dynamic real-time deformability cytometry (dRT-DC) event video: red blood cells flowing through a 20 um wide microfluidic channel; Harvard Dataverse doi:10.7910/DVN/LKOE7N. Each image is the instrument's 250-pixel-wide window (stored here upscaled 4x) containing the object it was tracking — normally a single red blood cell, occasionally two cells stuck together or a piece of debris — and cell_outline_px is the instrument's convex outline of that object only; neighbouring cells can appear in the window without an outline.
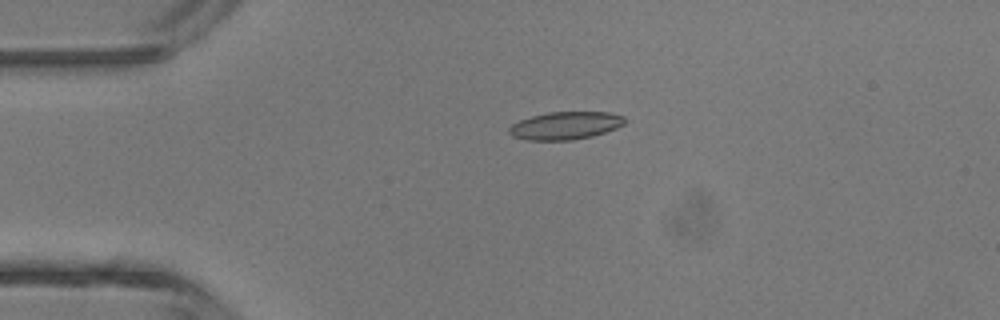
{"species": "common noctule bat (a hibernating species)", "species_latin": "Nyctalus noctula", "temperature_condition": "room temperature", "stored_images_in_passage": 6, "camera_frame_rate_fps": 3000, "um_per_image_px": 0.085, "animal": {"sex": "male", "body_mass_g": 13.3}, "frame": {"image": 1, "passage_image": 4, "time_ms": 3.333, "image_size_px": [1000, 320], "cell_outline_px": [[624, 124], [616, 128], [592, 136], [572, 140], [528, 140], [512, 136], [508, 132], [508, 128], [512, 124], [520, 120], [532, 116], [548, 112], [608, 112], [624, 116]], "centroid_in_image_um": [48.03, 10.67], "position_along_channel_um": 37.0, "area_um2": 18.61}}
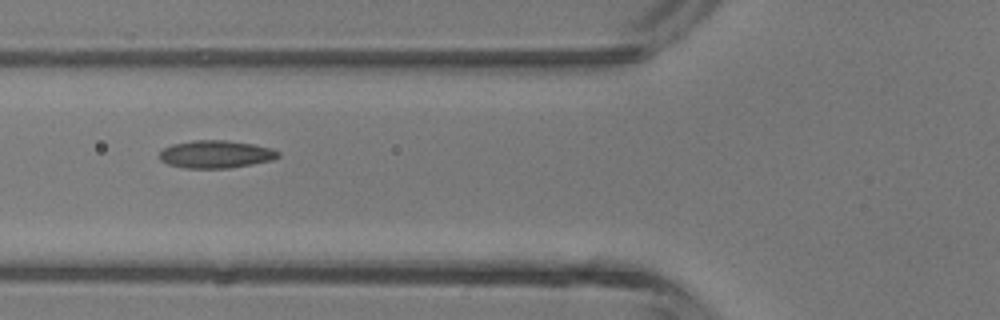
{"frame": {"image": 2, "passage_image": 6, "time_ms": 5.667, "image_size_px": [1000, 320], "cell_outline_px": [[280, 156], [272, 160], [252, 164], [228, 168], [184, 168], [168, 164], [160, 160], [160, 152], [164, 148], [172, 144], [192, 140], [224, 140], [252, 144], [272, 148], [280, 152]], "centroid_in_image_um": [18.34, 13.11], "position_along_channel_um": 107.5, "area_um2": 19.13}}